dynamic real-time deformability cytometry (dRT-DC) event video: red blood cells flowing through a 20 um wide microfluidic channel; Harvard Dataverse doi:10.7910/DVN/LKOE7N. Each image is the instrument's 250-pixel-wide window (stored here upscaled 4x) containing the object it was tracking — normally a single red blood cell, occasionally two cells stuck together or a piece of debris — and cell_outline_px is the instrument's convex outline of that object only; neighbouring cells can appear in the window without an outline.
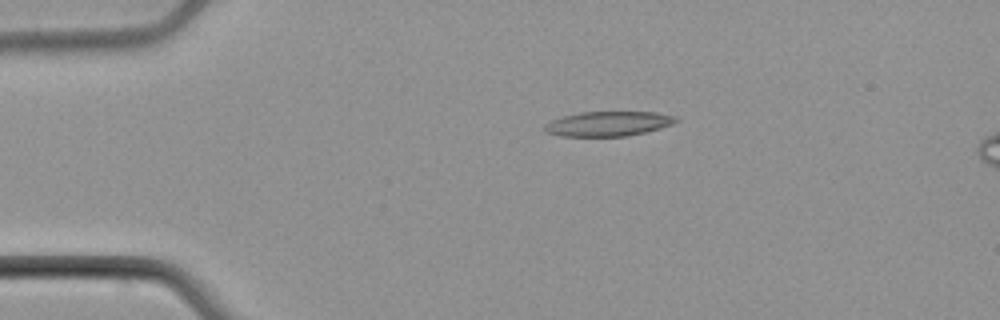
{"species": "common noctule bat (a hibernating species)", "species_latin": "Nyctalus noctula", "temperature_condition": "cold", "stored_images_in_passage": 3, "camera_frame_rate_fps": 3000, "um_per_image_px": 0.085, "animal": {"sex": "male", "body_mass_g": 21.5, "forearm_length_mm": 52.0}, "frame": {"image": 1, "passage_image": 1, "time_ms": 0.0, "image_size_px": [1000, 320], "cell_outline_px": [[680, 120], [672, 124], [660, 128], [628, 136], [560, 136], [544, 132], [544, 124], [552, 120], [564, 116], [580, 112], [656, 112], [676, 116]], "centroid_in_image_um": [51.7, 10.52], "position_along_channel_um": 33.3, "area_um2": 18.96}}